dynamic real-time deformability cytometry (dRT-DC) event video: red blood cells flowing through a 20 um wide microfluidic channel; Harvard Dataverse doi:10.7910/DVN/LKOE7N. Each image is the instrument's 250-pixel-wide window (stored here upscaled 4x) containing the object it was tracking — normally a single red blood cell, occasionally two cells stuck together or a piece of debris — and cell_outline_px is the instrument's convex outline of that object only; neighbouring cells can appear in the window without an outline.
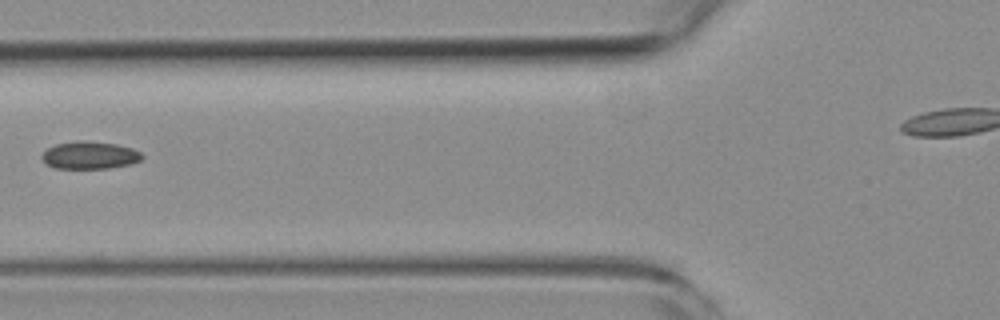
{"species": "common noctule bat (a hibernating species)", "species_latin": "Nyctalus noctula", "temperature_condition": "room temperature", "stored_images_in_passage": 7, "camera_frame_rate_fps": 3000, "um_per_image_px": 0.085, "animal": {"sex": "female", "body_mass_g": 19.3, "forearm_length_mm": 54.1}, "frame": {"image": 1, "passage_image": 6, "time_ms": 6.0, "image_size_px": [1000, 320], "cell_outline_px": [[144, 156], [140, 160], [132, 164], [108, 168], [56, 168], [48, 164], [40, 156], [48, 148], [56, 144], [76, 140], [84, 140], [116, 144], [132, 148], [140, 152]], "centroid_in_image_um": [7.65, 13.18], "position_along_channel_um": 118.2, "area_um2": 16.01}}
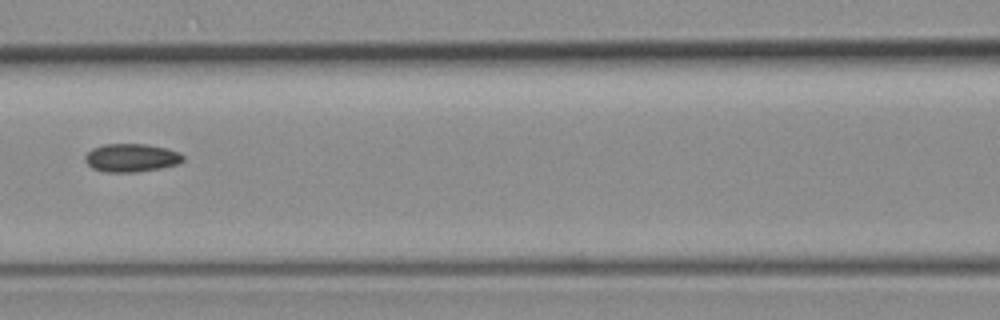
{"frame": {"image": 2, "passage_image": 7, "time_ms": 7.0, "image_size_px": [1000, 320], "cell_outline_px": [[184, 160], [180, 164], [160, 168], [136, 172], [104, 172], [92, 168], [84, 160], [84, 156], [92, 148], [104, 144], [148, 144], [180, 152], [184, 156]], "centroid_in_image_um": [11.17, 13.41], "position_along_channel_um": 155.4, "area_um2": 16.24}}